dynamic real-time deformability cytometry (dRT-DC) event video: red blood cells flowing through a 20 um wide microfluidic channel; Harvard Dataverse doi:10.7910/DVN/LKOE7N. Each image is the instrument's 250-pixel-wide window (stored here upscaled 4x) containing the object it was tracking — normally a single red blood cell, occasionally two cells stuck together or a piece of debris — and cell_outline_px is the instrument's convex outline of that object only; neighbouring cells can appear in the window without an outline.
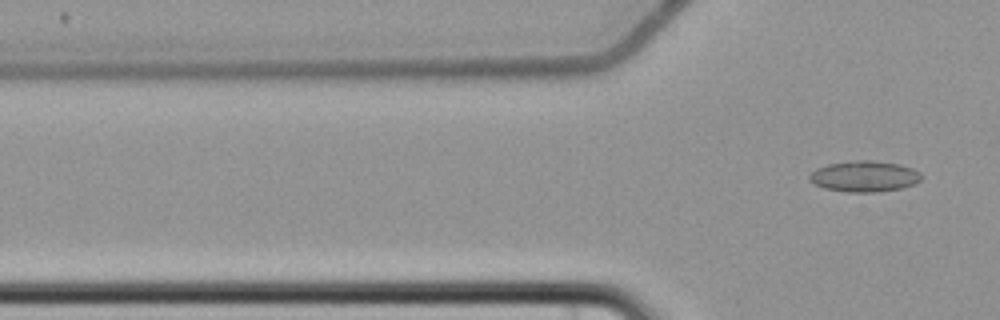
{"species": "common noctule bat (a hibernating species)", "species_latin": "Nyctalus noctula", "temperature_condition": "cold", "stored_images_in_passage": 3, "segment_of_instrument_passage": [2, 2], "camera_frame_rate_fps": 3000, "um_per_image_px": 0.085, "animal": {"sex": "female", "body_mass_g": 22.7, "forearm_length_mm": 54.2}, "frame": {"image": 1, "passage_image": 3, "time_ms": 2.333, "image_size_px": [1000, 320], "cell_outline_px": [[924, 176], [916, 184], [904, 188], [876, 192], [848, 192], [824, 188], [812, 184], [808, 180], [808, 176], [816, 168], [828, 164], [856, 160], [872, 160], [900, 164], [912, 168], [920, 172]], "centroid_in_image_um": [73.49, 14.99], "position_along_channel_um": 52.3, "area_um2": 20.52}}